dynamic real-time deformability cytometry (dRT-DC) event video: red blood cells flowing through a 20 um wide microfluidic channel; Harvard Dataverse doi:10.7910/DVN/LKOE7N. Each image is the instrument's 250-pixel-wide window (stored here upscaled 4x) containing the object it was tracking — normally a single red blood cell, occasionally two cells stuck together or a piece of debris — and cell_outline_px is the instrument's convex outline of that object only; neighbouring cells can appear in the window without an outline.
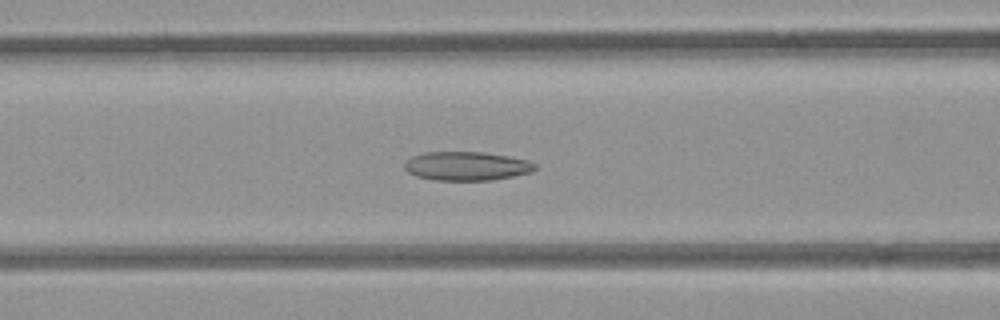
{"species": "common noctule bat (a hibernating species)", "species_latin": "Nyctalus noctula", "temperature_condition": "room temperature", "stored_images_in_passage": 37, "camera_frame_rate_fps": 3000, "um_per_image_px": 0.085, "animal": {"sex": "female", "body_mass_g": 21.9}, "frame": {"image": 1, "passage_image": 5, "time_ms": 1.333, "image_size_px": [1000, 320], "cell_outline_px": [[536, 168], [532, 172], [492, 180], [436, 180], [416, 176], [408, 172], [404, 168], [404, 164], [412, 156], [424, 152], [484, 152], [508, 156], [524, 160], [536, 164]], "centroid_in_image_um": [39.64, 14.11], "position_along_channel_um": 127.0, "area_um2": 21.79}}
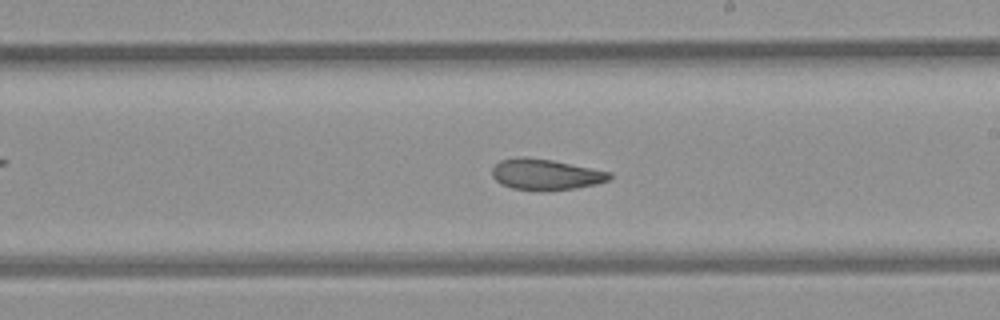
{"frame": {"image": 2, "passage_image": 14, "time_ms": 4.333, "image_size_px": [1000, 320], "cell_outline_px": [[612, 176], [608, 180], [596, 184], [576, 188], [544, 192], [536, 192], [512, 188], [500, 184], [492, 176], [492, 168], [500, 160], [552, 160], [612, 172]], "centroid_in_image_um": [46.43, 14.9], "position_along_channel_um": 242.6, "area_um2": 20.75}}
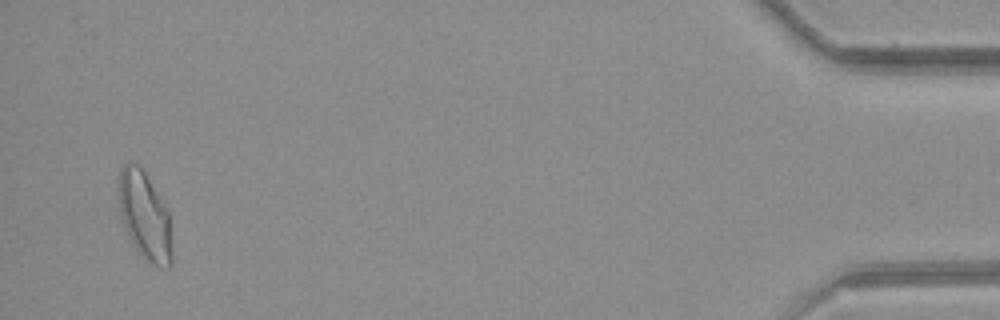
{"frame": {"image": 3, "passage_image": 35, "time_ms": 11.333, "image_size_px": [1000, 320], "cell_outline_px": [[172, 264], [168, 268], [160, 268], [152, 264], [140, 256], [124, 224], [120, 212], [120, 168], [124, 164], [140, 164], [168, 212], [172, 252]], "centroid_in_image_um": [12.33, 18.4], "position_along_channel_um": 422.9, "area_um2": 26.65}}